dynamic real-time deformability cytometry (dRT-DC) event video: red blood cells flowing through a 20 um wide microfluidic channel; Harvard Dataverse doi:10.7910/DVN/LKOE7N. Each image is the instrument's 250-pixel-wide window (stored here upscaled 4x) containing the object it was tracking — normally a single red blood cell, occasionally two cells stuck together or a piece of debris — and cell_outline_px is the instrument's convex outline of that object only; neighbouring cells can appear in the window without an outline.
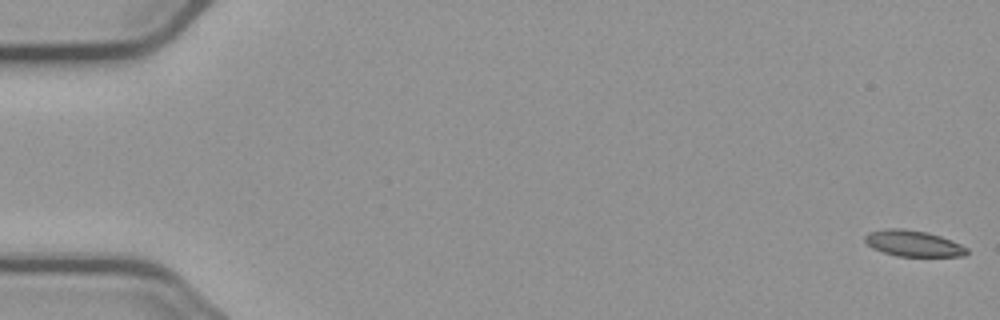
{"species": "common noctule bat (a hibernating species)", "species_latin": "Nyctalus noctula", "temperature_condition": "cold", "stored_images_in_passage": 9, "camera_frame_rate_fps": 3000, "um_per_image_px": 0.085, "animal": {"sex": "male", "body_mass_g": 23.1, "forearm_length_mm": 52.7}, "frame": {"image": 1, "passage_image": 1, "time_ms": 0.0, "image_size_px": [1000, 320], "cell_outline_px": [[968, 252], [964, 256], [896, 256], [872, 248], [864, 240], [864, 236], [868, 232], [888, 228], [904, 228], [928, 232], [952, 240], [968, 248]], "centroid_in_image_um": [77.62, 20.68], "position_along_channel_um": 7.4, "area_um2": 15.55}}
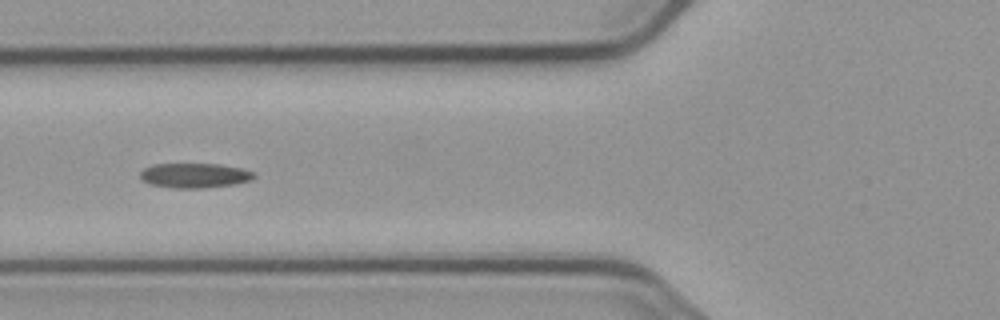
{"frame": {"image": 2, "passage_image": 7, "time_ms": 7.0, "image_size_px": [1000, 320], "cell_outline_px": [[256, 176], [252, 180], [232, 184], [200, 188], [172, 188], [152, 184], [144, 180], [140, 176], [140, 172], [144, 168], [152, 164], [220, 164], [240, 168], [252, 172]], "centroid_in_image_um": [16.53, 14.91], "position_along_channel_um": 109.3, "area_um2": 16.18}}
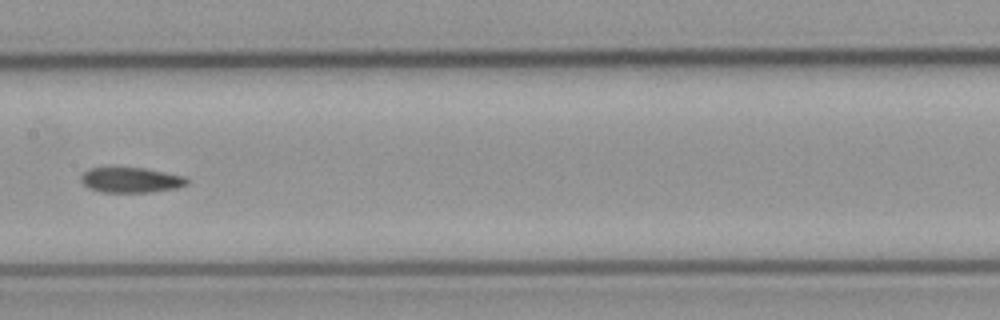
{"frame": {"image": 3, "passage_image": 9, "time_ms": 9.333, "image_size_px": [1000, 320], "cell_outline_px": [[188, 184], [176, 188], [148, 192], [100, 192], [88, 188], [80, 180], [80, 176], [88, 168], [144, 168], [184, 176], [188, 180]], "centroid_in_image_um": [11.1, 15.3], "position_along_channel_um": 196.3, "area_um2": 15.49}}